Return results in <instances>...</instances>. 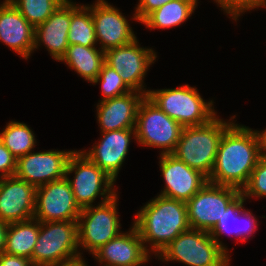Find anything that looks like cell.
<instances>
[{
  "instance_id": "1f68e13d",
  "label": "cell",
  "mask_w": 266,
  "mask_h": 266,
  "mask_svg": "<svg viewBox=\"0 0 266 266\" xmlns=\"http://www.w3.org/2000/svg\"><path fill=\"white\" fill-rule=\"evenodd\" d=\"M17 159L0 141V178L14 176Z\"/></svg>"
},
{
  "instance_id": "4316f807",
  "label": "cell",
  "mask_w": 266,
  "mask_h": 266,
  "mask_svg": "<svg viewBox=\"0 0 266 266\" xmlns=\"http://www.w3.org/2000/svg\"><path fill=\"white\" fill-rule=\"evenodd\" d=\"M0 141L16 159L32 152L37 143L35 134L26 123L12 120L0 132Z\"/></svg>"
},
{
  "instance_id": "d4e9b609",
  "label": "cell",
  "mask_w": 266,
  "mask_h": 266,
  "mask_svg": "<svg viewBox=\"0 0 266 266\" xmlns=\"http://www.w3.org/2000/svg\"><path fill=\"white\" fill-rule=\"evenodd\" d=\"M38 234L39 220L34 218L8 224L3 252L31 259Z\"/></svg>"
},
{
  "instance_id": "9c48e42d",
  "label": "cell",
  "mask_w": 266,
  "mask_h": 266,
  "mask_svg": "<svg viewBox=\"0 0 266 266\" xmlns=\"http://www.w3.org/2000/svg\"><path fill=\"white\" fill-rule=\"evenodd\" d=\"M109 201L96 204L81 210L78 217V246L93 254L101 246L121 233L118 215V196Z\"/></svg>"
},
{
  "instance_id": "3957f363",
  "label": "cell",
  "mask_w": 266,
  "mask_h": 266,
  "mask_svg": "<svg viewBox=\"0 0 266 266\" xmlns=\"http://www.w3.org/2000/svg\"><path fill=\"white\" fill-rule=\"evenodd\" d=\"M218 116L203 125L183 127L176 149L172 153L207 178L214 168L220 139L236 117L233 115L230 120L224 121Z\"/></svg>"
},
{
  "instance_id": "4fadbf2b",
  "label": "cell",
  "mask_w": 266,
  "mask_h": 266,
  "mask_svg": "<svg viewBox=\"0 0 266 266\" xmlns=\"http://www.w3.org/2000/svg\"><path fill=\"white\" fill-rule=\"evenodd\" d=\"M75 150L29 152L17 159L15 176L38 188L66 176L67 164Z\"/></svg>"
},
{
  "instance_id": "277c9868",
  "label": "cell",
  "mask_w": 266,
  "mask_h": 266,
  "mask_svg": "<svg viewBox=\"0 0 266 266\" xmlns=\"http://www.w3.org/2000/svg\"><path fill=\"white\" fill-rule=\"evenodd\" d=\"M197 90L188 84L171 89H149L147 97L182 127H192L206 124L217 115L214 101L207 102Z\"/></svg>"
},
{
  "instance_id": "ac0fdd59",
  "label": "cell",
  "mask_w": 266,
  "mask_h": 266,
  "mask_svg": "<svg viewBox=\"0 0 266 266\" xmlns=\"http://www.w3.org/2000/svg\"><path fill=\"white\" fill-rule=\"evenodd\" d=\"M100 134L101 140L93 144L89 151L81 150V152L116 181L128 154L131 138L136 140L135 129H121Z\"/></svg>"
},
{
  "instance_id": "7a4b0ae2",
  "label": "cell",
  "mask_w": 266,
  "mask_h": 266,
  "mask_svg": "<svg viewBox=\"0 0 266 266\" xmlns=\"http://www.w3.org/2000/svg\"><path fill=\"white\" fill-rule=\"evenodd\" d=\"M135 216L133 224L145 249L155 258L179 234L191 228L187 204L160 194L142 206Z\"/></svg>"
},
{
  "instance_id": "e575fe53",
  "label": "cell",
  "mask_w": 266,
  "mask_h": 266,
  "mask_svg": "<svg viewBox=\"0 0 266 266\" xmlns=\"http://www.w3.org/2000/svg\"><path fill=\"white\" fill-rule=\"evenodd\" d=\"M8 224L0 220V254L4 251Z\"/></svg>"
},
{
  "instance_id": "f1b7e54d",
  "label": "cell",
  "mask_w": 266,
  "mask_h": 266,
  "mask_svg": "<svg viewBox=\"0 0 266 266\" xmlns=\"http://www.w3.org/2000/svg\"><path fill=\"white\" fill-rule=\"evenodd\" d=\"M101 84V100L118 97L124 95L132 90L125 84L120 77V73L112 69L106 63L102 65L99 76L92 82V84Z\"/></svg>"
},
{
  "instance_id": "5bb4252c",
  "label": "cell",
  "mask_w": 266,
  "mask_h": 266,
  "mask_svg": "<svg viewBox=\"0 0 266 266\" xmlns=\"http://www.w3.org/2000/svg\"><path fill=\"white\" fill-rule=\"evenodd\" d=\"M159 166L165 186L160 195L175 200L189 201L207 182L208 178L192 169L175 155L160 154Z\"/></svg>"
},
{
  "instance_id": "2e32d148",
  "label": "cell",
  "mask_w": 266,
  "mask_h": 266,
  "mask_svg": "<svg viewBox=\"0 0 266 266\" xmlns=\"http://www.w3.org/2000/svg\"><path fill=\"white\" fill-rule=\"evenodd\" d=\"M36 188L18 177L0 178V220L10 224L35 214Z\"/></svg>"
},
{
  "instance_id": "30bf717a",
  "label": "cell",
  "mask_w": 266,
  "mask_h": 266,
  "mask_svg": "<svg viewBox=\"0 0 266 266\" xmlns=\"http://www.w3.org/2000/svg\"><path fill=\"white\" fill-rule=\"evenodd\" d=\"M240 194L237 188L207 182L186 202L190 227L210 232Z\"/></svg>"
},
{
  "instance_id": "7c38bea8",
  "label": "cell",
  "mask_w": 266,
  "mask_h": 266,
  "mask_svg": "<svg viewBox=\"0 0 266 266\" xmlns=\"http://www.w3.org/2000/svg\"><path fill=\"white\" fill-rule=\"evenodd\" d=\"M80 213L66 176L36 188L34 219L40 222L77 221Z\"/></svg>"
},
{
  "instance_id": "e0dca14e",
  "label": "cell",
  "mask_w": 266,
  "mask_h": 266,
  "mask_svg": "<svg viewBox=\"0 0 266 266\" xmlns=\"http://www.w3.org/2000/svg\"><path fill=\"white\" fill-rule=\"evenodd\" d=\"M149 254L133 224L128 232L119 233L92 256L102 266H141L149 261Z\"/></svg>"
},
{
  "instance_id": "ba28073f",
  "label": "cell",
  "mask_w": 266,
  "mask_h": 266,
  "mask_svg": "<svg viewBox=\"0 0 266 266\" xmlns=\"http://www.w3.org/2000/svg\"><path fill=\"white\" fill-rule=\"evenodd\" d=\"M182 128L147 96L141 101L135 125L138 145L159 148L162 150L160 154H171L176 149Z\"/></svg>"
},
{
  "instance_id": "603a6c76",
  "label": "cell",
  "mask_w": 266,
  "mask_h": 266,
  "mask_svg": "<svg viewBox=\"0 0 266 266\" xmlns=\"http://www.w3.org/2000/svg\"><path fill=\"white\" fill-rule=\"evenodd\" d=\"M60 61L66 63L84 80L92 83L99 76L105 63V51L97 47L69 45Z\"/></svg>"
},
{
  "instance_id": "4dcf8cb0",
  "label": "cell",
  "mask_w": 266,
  "mask_h": 266,
  "mask_svg": "<svg viewBox=\"0 0 266 266\" xmlns=\"http://www.w3.org/2000/svg\"><path fill=\"white\" fill-rule=\"evenodd\" d=\"M259 7L266 8V0H229V18L236 22L242 13Z\"/></svg>"
},
{
  "instance_id": "44dd1931",
  "label": "cell",
  "mask_w": 266,
  "mask_h": 266,
  "mask_svg": "<svg viewBox=\"0 0 266 266\" xmlns=\"http://www.w3.org/2000/svg\"><path fill=\"white\" fill-rule=\"evenodd\" d=\"M70 23L71 0H66L44 23L35 27L34 50L44 44L50 56L60 62L69 46L68 32Z\"/></svg>"
},
{
  "instance_id": "8fae6325",
  "label": "cell",
  "mask_w": 266,
  "mask_h": 266,
  "mask_svg": "<svg viewBox=\"0 0 266 266\" xmlns=\"http://www.w3.org/2000/svg\"><path fill=\"white\" fill-rule=\"evenodd\" d=\"M137 38L127 45L105 51V63L120 73L125 84L134 91L147 96L144 78L149 67L154 64L157 53L152 48L140 46Z\"/></svg>"
},
{
  "instance_id": "7402d4cb",
  "label": "cell",
  "mask_w": 266,
  "mask_h": 266,
  "mask_svg": "<svg viewBox=\"0 0 266 266\" xmlns=\"http://www.w3.org/2000/svg\"><path fill=\"white\" fill-rule=\"evenodd\" d=\"M246 199L240 194L224 212L217 225L209 232L211 237L221 246L228 254L227 246L220 241L223 234L237 237V241L246 242L252 234H255L258 226V220L255 215L248 209L244 208ZM243 222V223H241ZM243 224V225H242ZM233 225V226H232ZM242 225V226H241ZM239 239V240H238Z\"/></svg>"
},
{
  "instance_id": "484cf974",
  "label": "cell",
  "mask_w": 266,
  "mask_h": 266,
  "mask_svg": "<svg viewBox=\"0 0 266 266\" xmlns=\"http://www.w3.org/2000/svg\"><path fill=\"white\" fill-rule=\"evenodd\" d=\"M69 45L96 47L97 40L92 20V5L76 4L71 0V23L68 32Z\"/></svg>"
},
{
  "instance_id": "d6a6232c",
  "label": "cell",
  "mask_w": 266,
  "mask_h": 266,
  "mask_svg": "<svg viewBox=\"0 0 266 266\" xmlns=\"http://www.w3.org/2000/svg\"><path fill=\"white\" fill-rule=\"evenodd\" d=\"M173 0H139L135 12L131 19L141 22L152 11L160 8L164 4Z\"/></svg>"
},
{
  "instance_id": "83f0119b",
  "label": "cell",
  "mask_w": 266,
  "mask_h": 266,
  "mask_svg": "<svg viewBox=\"0 0 266 266\" xmlns=\"http://www.w3.org/2000/svg\"><path fill=\"white\" fill-rule=\"evenodd\" d=\"M35 28L44 23L66 0H9Z\"/></svg>"
},
{
  "instance_id": "6da1fadb",
  "label": "cell",
  "mask_w": 266,
  "mask_h": 266,
  "mask_svg": "<svg viewBox=\"0 0 266 266\" xmlns=\"http://www.w3.org/2000/svg\"><path fill=\"white\" fill-rule=\"evenodd\" d=\"M233 122L223 133L208 182L240 191L261 158L257 130Z\"/></svg>"
},
{
  "instance_id": "836d02e7",
  "label": "cell",
  "mask_w": 266,
  "mask_h": 266,
  "mask_svg": "<svg viewBox=\"0 0 266 266\" xmlns=\"http://www.w3.org/2000/svg\"><path fill=\"white\" fill-rule=\"evenodd\" d=\"M0 266H33L30 259L17 256L10 255L5 252L0 254Z\"/></svg>"
},
{
  "instance_id": "8992f818",
  "label": "cell",
  "mask_w": 266,
  "mask_h": 266,
  "mask_svg": "<svg viewBox=\"0 0 266 266\" xmlns=\"http://www.w3.org/2000/svg\"><path fill=\"white\" fill-rule=\"evenodd\" d=\"M78 250L77 221H39V234L30 260L33 266H54L82 257Z\"/></svg>"
},
{
  "instance_id": "74e56055",
  "label": "cell",
  "mask_w": 266,
  "mask_h": 266,
  "mask_svg": "<svg viewBox=\"0 0 266 266\" xmlns=\"http://www.w3.org/2000/svg\"><path fill=\"white\" fill-rule=\"evenodd\" d=\"M229 16V0H213Z\"/></svg>"
},
{
  "instance_id": "ffe728a7",
  "label": "cell",
  "mask_w": 266,
  "mask_h": 266,
  "mask_svg": "<svg viewBox=\"0 0 266 266\" xmlns=\"http://www.w3.org/2000/svg\"><path fill=\"white\" fill-rule=\"evenodd\" d=\"M35 28L9 0L0 3V42L28 59L34 52Z\"/></svg>"
},
{
  "instance_id": "d590c367",
  "label": "cell",
  "mask_w": 266,
  "mask_h": 266,
  "mask_svg": "<svg viewBox=\"0 0 266 266\" xmlns=\"http://www.w3.org/2000/svg\"><path fill=\"white\" fill-rule=\"evenodd\" d=\"M259 139H260V149H261V157L266 159V128L263 131H258Z\"/></svg>"
},
{
  "instance_id": "5b68a950",
  "label": "cell",
  "mask_w": 266,
  "mask_h": 266,
  "mask_svg": "<svg viewBox=\"0 0 266 266\" xmlns=\"http://www.w3.org/2000/svg\"><path fill=\"white\" fill-rule=\"evenodd\" d=\"M157 257L162 262L175 260L187 266H230L231 261V255L209 232L192 228L179 234Z\"/></svg>"
},
{
  "instance_id": "cb8c5ba5",
  "label": "cell",
  "mask_w": 266,
  "mask_h": 266,
  "mask_svg": "<svg viewBox=\"0 0 266 266\" xmlns=\"http://www.w3.org/2000/svg\"><path fill=\"white\" fill-rule=\"evenodd\" d=\"M197 4L198 0H173L152 11L140 23L151 30L180 26L191 17Z\"/></svg>"
},
{
  "instance_id": "52a82bcc",
  "label": "cell",
  "mask_w": 266,
  "mask_h": 266,
  "mask_svg": "<svg viewBox=\"0 0 266 266\" xmlns=\"http://www.w3.org/2000/svg\"><path fill=\"white\" fill-rule=\"evenodd\" d=\"M72 173L75 175L73 176L74 179L69 178ZM66 177L71 185L76 204L81 210L93 206L97 197L101 196L100 204H102L118 193L114 186L116 181L101 170L81 150H75L70 156Z\"/></svg>"
},
{
  "instance_id": "8d00e7d4",
  "label": "cell",
  "mask_w": 266,
  "mask_h": 266,
  "mask_svg": "<svg viewBox=\"0 0 266 266\" xmlns=\"http://www.w3.org/2000/svg\"><path fill=\"white\" fill-rule=\"evenodd\" d=\"M54 266H88L82 257H79L77 259H74L72 261L69 262H65V263H60L58 265H54Z\"/></svg>"
},
{
  "instance_id": "9a60e30c",
  "label": "cell",
  "mask_w": 266,
  "mask_h": 266,
  "mask_svg": "<svg viewBox=\"0 0 266 266\" xmlns=\"http://www.w3.org/2000/svg\"><path fill=\"white\" fill-rule=\"evenodd\" d=\"M92 20L97 43L103 51L127 45L137 38L126 16L106 0L92 4Z\"/></svg>"
},
{
  "instance_id": "f546056e",
  "label": "cell",
  "mask_w": 266,
  "mask_h": 266,
  "mask_svg": "<svg viewBox=\"0 0 266 266\" xmlns=\"http://www.w3.org/2000/svg\"><path fill=\"white\" fill-rule=\"evenodd\" d=\"M245 199L250 197L266 198V159L260 158L253 169L249 181L241 190Z\"/></svg>"
},
{
  "instance_id": "d6986e66",
  "label": "cell",
  "mask_w": 266,
  "mask_h": 266,
  "mask_svg": "<svg viewBox=\"0 0 266 266\" xmlns=\"http://www.w3.org/2000/svg\"><path fill=\"white\" fill-rule=\"evenodd\" d=\"M145 96L132 90L118 97L98 101L96 116L100 132L135 129L138 108Z\"/></svg>"
}]
</instances>
